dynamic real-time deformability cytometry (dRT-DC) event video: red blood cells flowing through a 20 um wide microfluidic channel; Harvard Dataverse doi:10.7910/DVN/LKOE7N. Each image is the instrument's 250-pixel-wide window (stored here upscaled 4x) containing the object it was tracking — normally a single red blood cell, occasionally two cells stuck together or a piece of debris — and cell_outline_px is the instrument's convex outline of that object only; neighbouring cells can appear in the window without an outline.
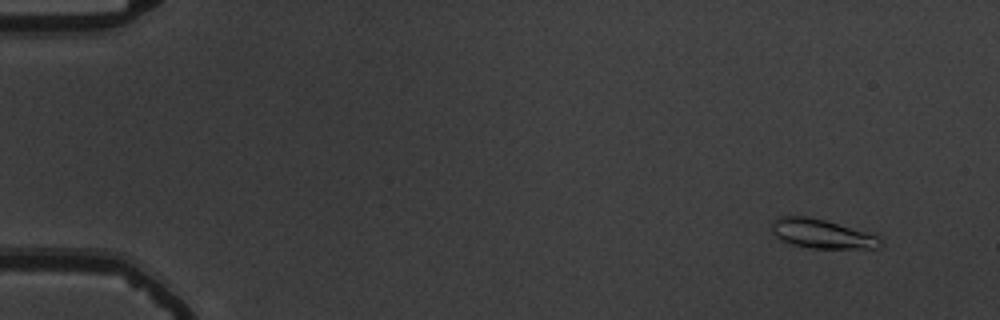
{"species": "common noctule bat (a hibernating species)", "species_latin": "Nyctalus noctula", "temperature_condition": "warm", "stored_images_in_passage": 47, "camera_frame_rate_fps": 3000, "um_per_image_px": 0.085, "animal": {"sex": "male", "body_mass_g": 19.5, "forearm_length_mm": 54.6}, "frame": {"image": 1, "passage_image": 5, "time_ms": 1.333, "image_size_px": [1000, 320], "cell_outline_px": [[884, 244], [880, 248], [808, 248], [792, 244], [780, 240], [772, 232], [772, 224], [780, 216], [808, 216], [876, 232], [880, 236]], "centroid_in_image_um": [69.99, 19.87], "position_along_channel_um": 15.0, "area_um2": 19.02}}
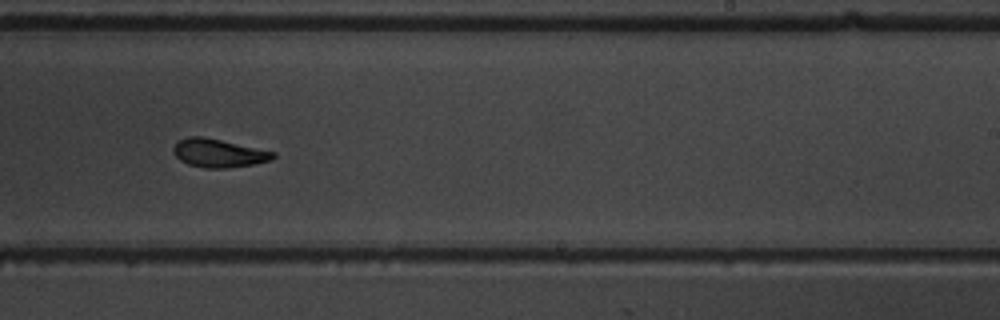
{"frame": {"image": 2, "passage_image": 36, "time_ms": 11.667, "image_size_px": [1000, 320], "cell_outline_px": [[276, 156], [272, 160], [252, 164], [228, 168], [204, 168], [188, 164], [180, 160], [172, 152], [172, 148], [180, 140], [188, 136], [200, 136], [220, 140], [276, 152]], "centroid_in_image_um": [18.57, 13.02], "position_along_channel_um": 270.4, "area_um2": 16.36}}
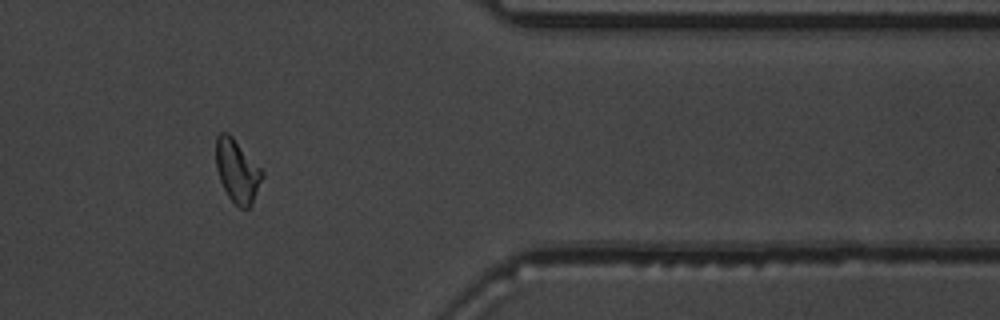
{"frame": {"image": 3, "passage_image": 47, "time_ms": 15.333, "image_size_px": [1000, 320], "cell_outline_px": [[264, 176], [252, 204], [248, 208], [240, 208], [228, 196], [220, 180], [216, 168], [216, 136], [220, 132], [228, 132], [232, 136], [264, 172]], "centroid_in_image_um": [20.16, 14.52], "position_along_channel_um": 391.2, "area_um2": 16.88}, "authors_computed_cell_mechanics": {"area_um2": 16.762, "velocity_mm_per_s": 3.7511, "shape_relaxation_time_tau1_ms": 4.4201, "shape_relaxation_time_tau2_ms": 2.5965, "deformation_change_tau1": 0.153, "deformation_change_tau2": 0.0859}}